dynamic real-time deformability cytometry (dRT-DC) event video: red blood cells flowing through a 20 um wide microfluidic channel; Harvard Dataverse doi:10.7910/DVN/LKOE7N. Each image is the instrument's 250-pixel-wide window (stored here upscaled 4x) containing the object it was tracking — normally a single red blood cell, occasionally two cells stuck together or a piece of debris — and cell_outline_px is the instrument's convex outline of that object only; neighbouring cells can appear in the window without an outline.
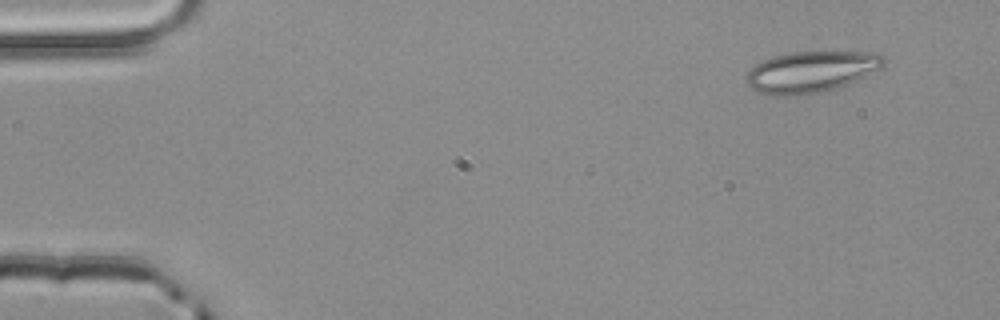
{"species": "common noctule bat (a hibernating species)", "species_latin": "Nyctalus noctula", "temperature_condition": "room temperature", "stored_images_in_passage": 4, "camera_frame_rate_fps": 3000, "um_per_image_px": 0.085, "animal": {"sex": "male", "body_mass_g": 20.4}, "frame": {"image": 1, "passage_image": 1, "time_ms": 0.0, "image_size_px": [1000, 320], "cell_outline_px": [[888, 60], [880, 68], [848, 84], [836, 88], [820, 92], [792, 96], [768, 96], [756, 92], [744, 80], [744, 76], [748, 68], [772, 56], [792, 52], [876, 52], [884, 56]], "centroid_in_image_um": [68.88, 6.11], "position_along_channel_um": 16.1, "area_um2": 33.41}}